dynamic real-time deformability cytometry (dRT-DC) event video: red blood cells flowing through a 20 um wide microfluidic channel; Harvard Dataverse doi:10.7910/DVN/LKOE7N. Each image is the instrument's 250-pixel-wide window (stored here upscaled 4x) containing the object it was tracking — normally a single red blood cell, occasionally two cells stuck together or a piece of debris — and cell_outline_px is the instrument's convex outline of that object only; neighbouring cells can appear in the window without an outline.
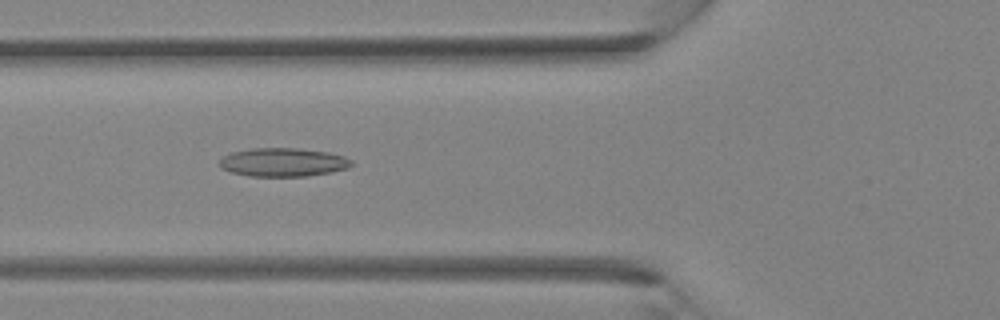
{"species": "Egyptian fruit bat (a non-hibernating species)", "species_latin": "Rousettus aegyptiacus", "temperature_condition": "room temperature", "stored_images_in_passage": 37, "camera_frame_rate_fps": 3000, "um_per_image_px": 0.085, "animal": {"sex": "female"}, "frame": {"image": 1, "passage_image": 14, "time_ms": 4.333, "image_size_px": [1000, 320], "cell_outline_px": [[352, 164], [348, 168], [332, 172], [308, 176], [248, 176], [232, 172], [220, 168], [220, 160], [224, 156], [232, 152], [252, 148], [300, 148], [328, 152], [344, 156], [352, 160]], "centroid_in_image_um": [24.08, 13.79], "position_along_channel_um": 101.7, "area_um2": 22.02}}
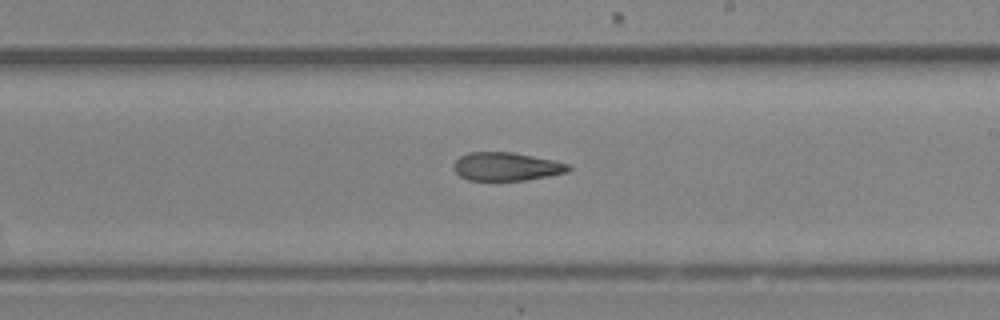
{"frame": {"image": 2, "passage_image": 22, "time_ms": 7.0, "image_size_px": [1000, 320], "cell_outline_px": [[572, 168], [568, 172], [548, 176], [524, 180], [468, 180], [460, 176], [452, 168], [452, 164], [460, 156], [468, 152], [512, 152], [552, 160], [568, 164]], "centroid_in_image_um": [43.01, 14.15], "position_along_channel_um": 246.0, "area_um2": 18.9}}
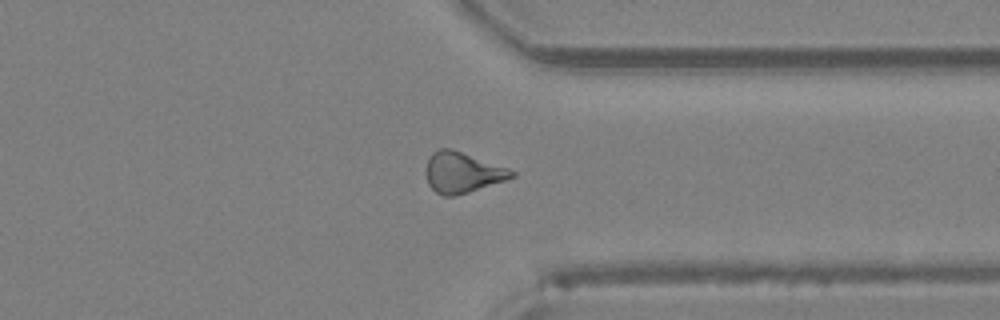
{"frame": {"image": 3, "passage_image": 29, "time_ms": 9.333, "image_size_px": [1000, 320], "cell_outline_px": [[516, 176], [508, 180], [468, 192], [452, 196], [444, 196], [436, 192], [428, 184], [424, 172], [428, 156], [432, 152], [440, 148], [452, 148], [508, 168], [516, 172]], "centroid_in_image_um": [39.28, 14.65], "position_along_channel_um": 372.1, "area_um2": 20.58}}